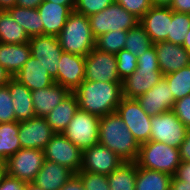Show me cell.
Returning a JSON list of instances; mask_svg holds the SVG:
<instances>
[{"label":"cell","instance_id":"f907efd6","mask_svg":"<svg viewBox=\"0 0 190 190\" xmlns=\"http://www.w3.org/2000/svg\"><path fill=\"white\" fill-rule=\"evenodd\" d=\"M16 6V0H0V10H8Z\"/></svg>","mask_w":190,"mask_h":190},{"label":"cell","instance_id":"9f6ffc18","mask_svg":"<svg viewBox=\"0 0 190 190\" xmlns=\"http://www.w3.org/2000/svg\"><path fill=\"white\" fill-rule=\"evenodd\" d=\"M5 174L4 163L0 161V179Z\"/></svg>","mask_w":190,"mask_h":190},{"label":"cell","instance_id":"7dc6e473","mask_svg":"<svg viewBox=\"0 0 190 190\" xmlns=\"http://www.w3.org/2000/svg\"><path fill=\"white\" fill-rule=\"evenodd\" d=\"M170 190H190V183L172 176Z\"/></svg>","mask_w":190,"mask_h":190},{"label":"cell","instance_id":"4fadbf2b","mask_svg":"<svg viewBox=\"0 0 190 190\" xmlns=\"http://www.w3.org/2000/svg\"><path fill=\"white\" fill-rule=\"evenodd\" d=\"M29 45L31 56L39 60L54 80L57 77L61 55L64 52L58 42L57 36H32L29 39Z\"/></svg>","mask_w":190,"mask_h":190},{"label":"cell","instance_id":"6da1fadb","mask_svg":"<svg viewBox=\"0 0 190 190\" xmlns=\"http://www.w3.org/2000/svg\"><path fill=\"white\" fill-rule=\"evenodd\" d=\"M73 93L79 109L99 117L116 112L123 97L122 83L88 80H84Z\"/></svg>","mask_w":190,"mask_h":190},{"label":"cell","instance_id":"9a60e30c","mask_svg":"<svg viewBox=\"0 0 190 190\" xmlns=\"http://www.w3.org/2000/svg\"><path fill=\"white\" fill-rule=\"evenodd\" d=\"M55 132L47 123L45 117H33L19 122V140L21 148L43 150Z\"/></svg>","mask_w":190,"mask_h":190},{"label":"cell","instance_id":"ac0fdd59","mask_svg":"<svg viewBox=\"0 0 190 190\" xmlns=\"http://www.w3.org/2000/svg\"><path fill=\"white\" fill-rule=\"evenodd\" d=\"M163 76L190 65V53L181 45L161 41L153 44Z\"/></svg>","mask_w":190,"mask_h":190},{"label":"cell","instance_id":"3957f363","mask_svg":"<svg viewBox=\"0 0 190 190\" xmlns=\"http://www.w3.org/2000/svg\"><path fill=\"white\" fill-rule=\"evenodd\" d=\"M135 72L122 81V95L137 98L153 88L163 77L154 45L138 57Z\"/></svg>","mask_w":190,"mask_h":190},{"label":"cell","instance_id":"ab89813d","mask_svg":"<svg viewBox=\"0 0 190 190\" xmlns=\"http://www.w3.org/2000/svg\"><path fill=\"white\" fill-rule=\"evenodd\" d=\"M115 3L121 5L139 20L152 7L151 0H115Z\"/></svg>","mask_w":190,"mask_h":190},{"label":"cell","instance_id":"5bb4252c","mask_svg":"<svg viewBox=\"0 0 190 190\" xmlns=\"http://www.w3.org/2000/svg\"><path fill=\"white\" fill-rule=\"evenodd\" d=\"M124 161L106 146L97 143L82 151L80 171L109 175Z\"/></svg>","mask_w":190,"mask_h":190},{"label":"cell","instance_id":"ba28073f","mask_svg":"<svg viewBox=\"0 0 190 190\" xmlns=\"http://www.w3.org/2000/svg\"><path fill=\"white\" fill-rule=\"evenodd\" d=\"M44 160L43 150L21 148L4 162L5 174L25 183L33 182Z\"/></svg>","mask_w":190,"mask_h":190},{"label":"cell","instance_id":"8d00e7d4","mask_svg":"<svg viewBox=\"0 0 190 190\" xmlns=\"http://www.w3.org/2000/svg\"><path fill=\"white\" fill-rule=\"evenodd\" d=\"M115 0H76L74 11L87 17L96 14L108 6L112 5Z\"/></svg>","mask_w":190,"mask_h":190},{"label":"cell","instance_id":"d6986e66","mask_svg":"<svg viewBox=\"0 0 190 190\" xmlns=\"http://www.w3.org/2000/svg\"><path fill=\"white\" fill-rule=\"evenodd\" d=\"M172 9L170 7L152 6L140 19L139 23L144 27L151 42L166 41L170 33Z\"/></svg>","mask_w":190,"mask_h":190},{"label":"cell","instance_id":"83f0119b","mask_svg":"<svg viewBox=\"0 0 190 190\" xmlns=\"http://www.w3.org/2000/svg\"><path fill=\"white\" fill-rule=\"evenodd\" d=\"M30 37L24 28L17 23L7 10H0V43H28Z\"/></svg>","mask_w":190,"mask_h":190},{"label":"cell","instance_id":"c3c4849f","mask_svg":"<svg viewBox=\"0 0 190 190\" xmlns=\"http://www.w3.org/2000/svg\"><path fill=\"white\" fill-rule=\"evenodd\" d=\"M44 0H16V6L21 8H37Z\"/></svg>","mask_w":190,"mask_h":190},{"label":"cell","instance_id":"f6af8a7d","mask_svg":"<svg viewBox=\"0 0 190 190\" xmlns=\"http://www.w3.org/2000/svg\"><path fill=\"white\" fill-rule=\"evenodd\" d=\"M60 190H85V188L80 177L74 174Z\"/></svg>","mask_w":190,"mask_h":190},{"label":"cell","instance_id":"f5cc1de1","mask_svg":"<svg viewBox=\"0 0 190 190\" xmlns=\"http://www.w3.org/2000/svg\"><path fill=\"white\" fill-rule=\"evenodd\" d=\"M60 5H76V0H46Z\"/></svg>","mask_w":190,"mask_h":190},{"label":"cell","instance_id":"bcb514c9","mask_svg":"<svg viewBox=\"0 0 190 190\" xmlns=\"http://www.w3.org/2000/svg\"><path fill=\"white\" fill-rule=\"evenodd\" d=\"M170 8L176 12L190 14V0H172Z\"/></svg>","mask_w":190,"mask_h":190},{"label":"cell","instance_id":"484cf974","mask_svg":"<svg viewBox=\"0 0 190 190\" xmlns=\"http://www.w3.org/2000/svg\"><path fill=\"white\" fill-rule=\"evenodd\" d=\"M78 109L77 98L71 92L45 119L55 133H62Z\"/></svg>","mask_w":190,"mask_h":190},{"label":"cell","instance_id":"4316f807","mask_svg":"<svg viewBox=\"0 0 190 190\" xmlns=\"http://www.w3.org/2000/svg\"><path fill=\"white\" fill-rule=\"evenodd\" d=\"M172 175L137 166L135 190H170Z\"/></svg>","mask_w":190,"mask_h":190},{"label":"cell","instance_id":"74e56055","mask_svg":"<svg viewBox=\"0 0 190 190\" xmlns=\"http://www.w3.org/2000/svg\"><path fill=\"white\" fill-rule=\"evenodd\" d=\"M77 175L83 182L85 190H110L106 175L83 171H79Z\"/></svg>","mask_w":190,"mask_h":190},{"label":"cell","instance_id":"44dd1931","mask_svg":"<svg viewBox=\"0 0 190 190\" xmlns=\"http://www.w3.org/2000/svg\"><path fill=\"white\" fill-rule=\"evenodd\" d=\"M71 92L58 83L32 91L34 113L37 117H46Z\"/></svg>","mask_w":190,"mask_h":190},{"label":"cell","instance_id":"1f68e13d","mask_svg":"<svg viewBox=\"0 0 190 190\" xmlns=\"http://www.w3.org/2000/svg\"><path fill=\"white\" fill-rule=\"evenodd\" d=\"M153 46L149 35L145 32L144 27L138 23L135 27L127 31V38L124 49L137 58Z\"/></svg>","mask_w":190,"mask_h":190},{"label":"cell","instance_id":"ee69618b","mask_svg":"<svg viewBox=\"0 0 190 190\" xmlns=\"http://www.w3.org/2000/svg\"><path fill=\"white\" fill-rule=\"evenodd\" d=\"M174 176L181 181L190 183V162H181Z\"/></svg>","mask_w":190,"mask_h":190},{"label":"cell","instance_id":"52a82bcc","mask_svg":"<svg viewBox=\"0 0 190 190\" xmlns=\"http://www.w3.org/2000/svg\"><path fill=\"white\" fill-rule=\"evenodd\" d=\"M99 123V116L78 109L62 134L83 151L98 143Z\"/></svg>","mask_w":190,"mask_h":190},{"label":"cell","instance_id":"b9f144b4","mask_svg":"<svg viewBox=\"0 0 190 190\" xmlns=\"http://www.w3.org/2000/svg\"><path fill=\"white\" fill-rule=\"evenodd\" d=\"M25 182L4 174L0 179V190H24Z\"/></svg>","mask_w":190,"mask_h":190},{"label":"cell","instance_id":"db71d44e","mask_svg":"<svg viewBox=\"0 0 190 190\" xmlns=\"http://www.w3.org/2000/svg\"><path fill=\"white\" fill-rule=\"evenodd\" d=\"M24 190H45V189L34 184L33 182H30L25 184Z\"/></svg>","mask_w":190,"mask_h":190},{"label":"cell","instance_id":"7a4b0ae2","mask_svg":"<svg viewBox=\"0 0 190 190\" xmlns=\"http://www.w3.org/2000/svg\"><path fill=\"white\" fill-rule=\"evenodd\" d=\"M98 143L109 148L124 162H135L138 158L140 144L116 112L100 117Z\"/></svg>","mask_w":190,"mask_h":190},{"label":"cell","instance_id":"8fae6325","mask_svg":"<svg viewBox=\"0 0 190 190\" xmlns=\"http://www.w3.org/2000/svg\"><path fill=\"white\" fill-rule=\"evenodd\" d=\"M84 80L93 82L122 83L117 70L115 54L94 48L85 57Z\"/></svg>","mask_w":190,"mask_h":190},{"label":"cell","instance_id":"e0dca14e","mask_svg":"<svg viewBox=\"0 0 190 190\" xmlns=\"http://www.w3.org/2000/svg\"><path fill=\"white\" fill-rule=\"evenodd\" d=\"M170 90L171 88L163 76L153 88L136 99L147 115H159L160 113L173 110L175 100Z\"/></svg>","mask_w":190,"mask_h":190},{"label":"cell","instance_id":"d4e9b609","mask_svg":"<svg viewBox=\"0 0 190 190\" xmlns=\"http://www.w3.org/2000/svg\"><path fill=\"white\" fill-rule=\"evenodd\" d=\"M31 56L30 45L0 43V65L3 66L12 77L20 71Z\"/></svg>","mask_w":190,"mask_h":190},{"label":"cell","instance_id":"f1b7e54d","mask_svg":"<svg viewBox=\"0 0 190 190\" xmlns=\"http://www.w3.org/2000/svg\"><path fill=\"white\" fill-rule=\"evenodd\" d=\"M7 11L24 28L29 37L43 35V21L39 16L37 8L14 6Z\"/></svg>","mask_w":190,"mask_h":190},{"label":"cell","instance_id":"7bdbcfd3","mask_svg":"<svg viewBox=\"0 0 190 190\" xmlns=\"http://www.w3.org/2000/svg\"><path fill=\"white\" fill-rule=\"evenodd\" d=\"M181 162H190V129L187 130L184 141L179 146Z\"/></svg>","mask_w":190,"mask_h":190},{"label":"cell","instance_id":"8992f818","mask_svg":"<svg viewBox=\"0 0 190 190\" xmlns=\"http://www.w3.org/2000/svg\"><path fill=\"white\" fill-rule=\"evenodd\" d=\"M88 19L95 39L113 30L128 31L135 27L140 21L137 17L115 2L106 9L88 17Z\"/></svg>","mask_w":190,"mask_h":190},{"label":"cell","instance_id":"f546056e","mask_svg":"<svg viewBox=\"0 0 190 190\" xmlns=\"http://www.w3.org/2000/svg\"><path fill=\"white\" fill-rule=\"evenodd\" d=\"M19 122L0 123V161L5 162L21 149Z\"/></svg>","mask_w":190,"mask_h":190},{"label":"cell","instance_id":"f35d334b","mask_svg":"<svg viewBox=\"0 0 190 190\" xmlns=\"http://www.w3.org/2000/svg\"><path fill=\"white\" fill-rule=\"evenodd\" d=\"M15 121V113L13 101L9 88L7 86L0 87V123Z\"/></svg>","mask_w":190,"mask_h":190},{"label":"cell","instance_id":"816d5d0a","mask_svg":"<svg viewBox=\"0 0 190 190\" xmlns=\"http://www.w3.org/2000/svg\"><path fill=\"white\" fill-rule=\"evenodd\" d=\"M172 0H151V5L156 7H170Z\"/></svg>","mask_w":190,"mask_h":190},{"label":"cell","instance_id":"4dcf8cb0","mask_svg":"<svg viewBox=\"0 0 190 190\" xmlns=\"http://www.w3.org/2000/svg\"><path fill=\"white\" fill-rule=\"evenodd\" d=\"M136 174V162L122 163L107 175L110 190H135Z\"/></svg>","mask_w":190,"mask_h":190},{"label":"cell","instance_id":"2e32d148","mask_svg":"<svg viewBox=\"0 0 190 190\" xmlns=\"http://www.w3.org/2000/svg\"><path fill=\"white\" fill-rule=\"evenodd\" d=\"M58 65L57 77L54 82L64 86L70 92H74L84 81L85 57L63 52Z\"/></svg>","mask_w":190,"mask_h":190},{"label":"cell","instance_id":"d6a6232c","mask_svg":"<svg viewBox=\"0 0 190 190\" xmlns=\"http://www.w3.org/2000/svg\"><path fill=\"white\" fill-rule=\"evenodd\" d=\"M164 77L175 101L190 94V65Z\"/></svg>","mask_w":190,"mask_h":190},{"label":"cell","instance_id":"5b68a950","mask_svg":"<svg viewBox=\"0 0 190 190\" xmlns=\"http://www.w3.org/2000/svg\"><path fill=\"white\" fill-rule=\"evenodd\" d=\"M135 162L138 167L161 171L174 176L181 164L179 148L150 140L140 144L138 158Z\"/></svg>","mask_w":190,"mask_h":190},{"label":"cell","instance_id":"e575fe53","mask_svg":"<svg viewBox=\"0 0 190 190\" xmlns=\"http://www.w3.org/2000/svg\"><path fill=\"white\" fill-rule=\"evenodd\" d=\"M189 29L190 14L180 13L172 10L170 33H168L166 41L182 46L186 38L185 36Z\"/></svg>","mask_w":190,"mask_h":190},{"label":"cell","instance_id":"11a10c76","mask_svg":"<svg viewBox=\"0 0 190 190\" xmlns=\"http://www.w3.org/2000/svg\"><path fill=\"white\" fill-rule=\"evenodd\" d=\"M185 40L183 43V48H185L190 53V29L188 30Z\"/></svg>","mask_w":190,"mask_h":190},{"label":"cell","instance_id":"9c48e42d","mask_svg":"<svg viewBox=\"0 0 190 190\" xmlns=\"http://www.w3.org/2000/svg\"><path fill=\"white\" fill-rule=\"evenodd\" d=\"M116 113L128 126L129 131L139 144L150 141L151 116L147 115L141 108L137 99L122 97Z\"/></svg>","mask_w":190,"mask_h":190},{"label":"cell","instance_id":"d590c367","mask_svg":"<svg viewBox=\"0 0 190 190\" xmlns=\"http://www.w3.org/2000/svg\"><path fill=\"white\" fill-rule=\"evenodd\" d=\"M116 58L118 75L121 81H123L135 72L138 66V58L125 49L118 52Z\"/></svg>","mask_w":190,"mask_h":190},{"label":"cell","instance_id":"30bf717a","mask_svg":"<svg viewBox=\"0 0 190 190\" xmlns=\"http://www.w3.org/2000/svg\"><path fill=\"white\" fill-rule=\"evenodd\" d=\"M150 124L151 141L166 143L175 148H179L188 130L172 110L151 116Z\"/></svg>","mask_w":190,"mask_h":190},{"label":"cell","instance_id":"ffe728a7","mask_svg":"<svg viewBox=\"0 0 190 190\" xmlns=\"http://www.w3.org/2000/svg\"><path fill=\"white\" fill-rule=\"evenodd\" d=\"M74 8L75 5H60L44 0L37 7L39 16L43 21V35L57 36L62 31Z\"/></svg>","mask_w":190,"mask_h":190},{"label":"cell","instance_id":"7402d4cb","mask_svg":"<svg viewBox=\"0 0 190 190\" xmlns=\"http://www.w3.org/2000/svg\"><path fill=\"white\" fill-rule=\"evenodd\" d=\"M74 174L68 167L44 160L33 183L45 190H60Z\"/></svg>","mask_w":190,"mask_h":190},{"label":"cell","instance_id":"681fc988","mask_svg":"<svg viewBox=\"0 0 190 190\" xmlns=\"http://www.w3.org/2000/svg\"><path fill=\"white\" fill-rule=\"evenodd\" d=\"M12 78L11 74L0 65V87L6 86Z\"/></svg>","mask_w":190,"mask_h":190},{"label":"cell","instance_id":"277c9868","mask_svg":"<svg viewBox=\"0 0 190 190\" xmlns=\"http://www.w3.org/2000/svg\"><path fill=\"white\" fill-rule=\"evenodd\" d=\"M57 39L66 53L86 57L95 48V37L92 34L88 17L75 11L67 18Z\"/></svg>","mask_w":190,"mask_h":190},{"label":"cell","instance_id":"836d02e7","mask_svg":"<svg viewBox=\"0 0 190 190\" xmlns=\"http://www.w3.org/2000/svg\"><path fill=\"white\" fill-rule=\"evenodd\" d=\"M127 31L116 30L103 34L95 39V48L99 51L117 54L124 49Z\"/></svg>","mask_w":190,"mask_h":190},{"label":"cell","instance_id":"60d3db41","mask_svg":"<svg viewBox=\"0 0 190 190\" xmlns=\"http://www.w3.org/2000/svg\"><path fill=\"white\" fill-rule=\"evenodd\" d=\"M172 111L178 119L190 129V94L175 101Z\"/></svg>","mask_w":190,"mask_h":190},{"label":"cell","instance_id":"cb8c5ba5","mask_svg":"<svg viewBox=\"0 0 190 190\" xmlns=\"http://www.w3.org/2000/svg\"><path fill=\"white\" fill-rule=\"evenodd\" d=\"M13 101L15 121L21 122L35 117L33 101L31 98L32 91L20 83L14 77L6 85Z\"/></svg>","mask_w":190,"mask_h":190},{"label":"cell","instance_id":"603a6c76","mask_svg":"<svg viewBox=\"0 0 190 190\" xmlns=\"http://www.w3.org/2000/svg\"><path fill=\"white\" fill-rule=\"evenodd\" d=\"M14 78L30 91L39 90L55 83L44 66L33 56L29 57Z\"/></svg>","mask_w":190,"mask_h":190},{"label":"cell","instance_id":"7c38bea8","mask_svg":"<svg viewBox=\"0 0 190 190\" xmlns=\"http://www.w3.org/2000/svg\"><path fill=\"white\" fill-rule=\"evenodd\" d=\"M45 160L68 167L77 174L82 166V150L62 133H55L43 149Z\"/></svg>","mask_w":190,"mask_h":190}]
</instances>
